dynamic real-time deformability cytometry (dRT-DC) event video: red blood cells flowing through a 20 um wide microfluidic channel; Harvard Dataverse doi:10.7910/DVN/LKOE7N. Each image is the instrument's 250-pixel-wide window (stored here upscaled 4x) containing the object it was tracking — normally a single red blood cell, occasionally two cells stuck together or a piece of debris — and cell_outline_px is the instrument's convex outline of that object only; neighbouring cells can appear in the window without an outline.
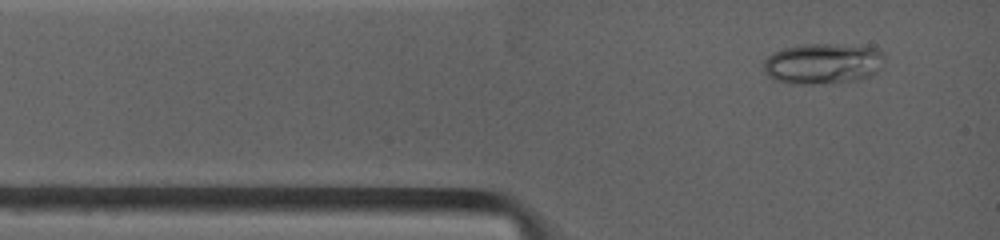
{"species": "common noctule bat (a hibernating species)", "species_latin": "Nyctalus noctula", "temperature_condition": "warm", "stored_images_in_passage": 4, "camera_frame_rate_fps": 4500, "um_per_image_px": 0.085, "animal": {"sex": "female", "body_mass_g": 19.0, "forearm_length_mm": 53.3}, "frame": {"image": 1, "passage_image": 1, "time_ms": 0.0, "image_size_px": [1000, 240], "cell_outline_px": [[880, 68], [876, 72], [860, 80], [808, 84], [792, 84], [776, 80], [768, 76], [764, 72], [764, 60], [768, 56], [784, 48], [808, 44], [824, 44], [876, 48], [880, 52]], "centroid_in_image_um": [69.87, 5.42], "position_along_channel_um": 15.1, "area_um2": 27.98}}
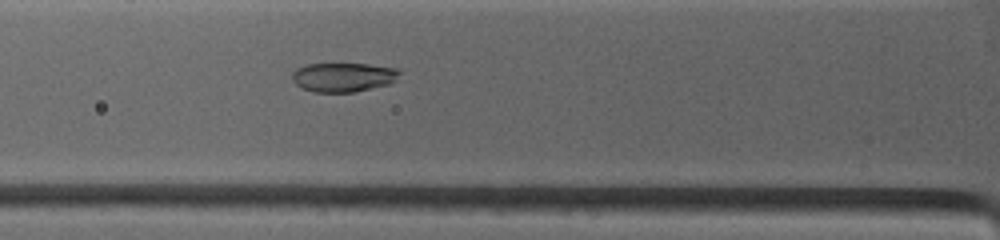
{"frame": {"image": 2, "passage_image": 4, "time_ms": 2.667, "image_size_px": [1000, 240], "cell_outline_px": [[400, 72], [388, 84], [352, 92], [312, 92], [296, 84], [292, 80], [292, 72], [296, 68], [308, 64], [368, 64], [396, 68]], "centroid_in_image_um": [29.11, 6.55], "position_along_channel_um": 96.7, "area_um2": 17.92}}